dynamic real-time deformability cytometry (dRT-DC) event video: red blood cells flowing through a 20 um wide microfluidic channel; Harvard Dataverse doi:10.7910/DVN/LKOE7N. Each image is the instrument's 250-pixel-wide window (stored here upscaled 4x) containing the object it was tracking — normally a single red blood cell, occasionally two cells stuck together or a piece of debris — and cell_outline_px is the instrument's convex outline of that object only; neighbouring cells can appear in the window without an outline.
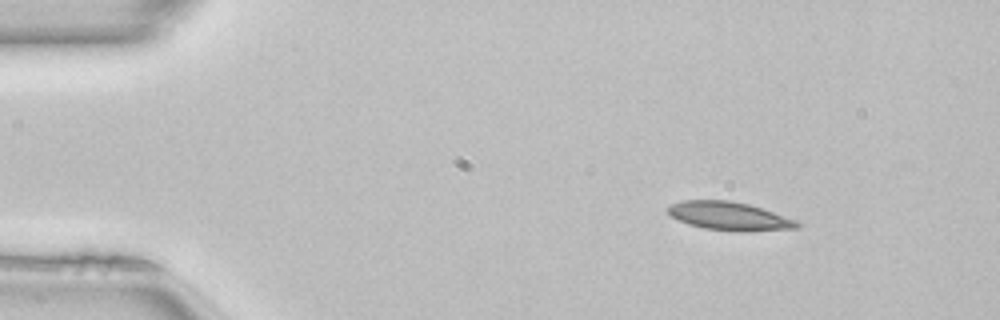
{"species": "common noctule bat (a hibernating species)", "species_latin": "Nyctalus noctula", "temperature_condition": "room temperature", "stored_images_in_passage": 10, "camera_frame_rate_fps": 3000, "um_per_image_px": 0.085, "animal": {"sex": "female", "body_mass_g": 22.7, "forearm_length_mm": 54.2}, "frame": {"image": 1, "passage_image": 7, "time_ms": 2.0, "image_size_px": [1000, 320], "cell_outline_px": [[800, 228], [740, 232], [704, 228], [688, 224], [672, 216], [668, 212], [668, 208], [672, 204], [684, 200], [732, 200], [748, 204], [796, 220], [800, 224]], "centroid_in_image_um": [62.0, 18.37], "position_along_channel_um": 23.0, "area_um2": 21.15}}